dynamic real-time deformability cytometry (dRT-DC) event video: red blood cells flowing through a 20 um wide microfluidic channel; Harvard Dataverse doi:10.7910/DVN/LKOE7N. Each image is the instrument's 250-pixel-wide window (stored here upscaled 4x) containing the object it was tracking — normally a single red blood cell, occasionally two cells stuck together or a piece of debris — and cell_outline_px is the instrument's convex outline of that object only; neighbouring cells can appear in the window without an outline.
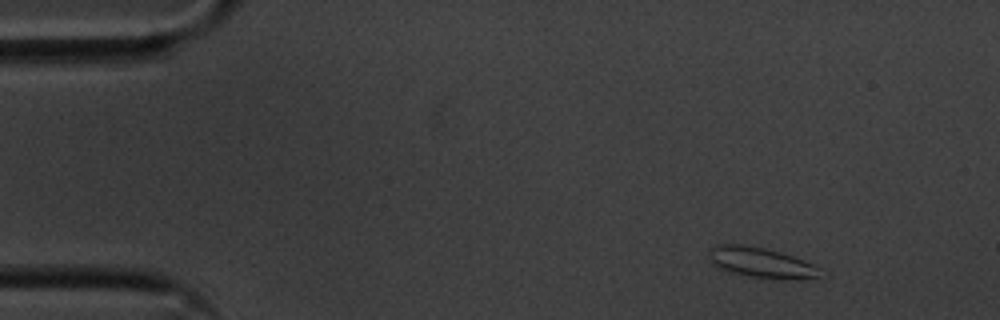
{"species": "common noctule bat (a hibernating species)", "species_latin": "Nyctalus noctula", "temperature_condition": "cold", "stored_images_in_passage": 51, "camera_frame_rate_fps": 3000, "um_per_image_px": 0.085, "animal": {"sex": "male", "body_mass_g": 20.1, "forearm_length_mm": 53.5}, "frame": {"image": 1, "passage_image": 1, "time_ms": 0.0, "image_size_px": [1000, 320], "cell_outline_px": [[820, 272], [816, 276], [792, 280], [784, 280], [748, 276], [732, 272], [720, 268], [708, 256], [712, 248], [716, 244], [744, 244], [764, 248], [780, 252], [792, 256], [812, 264], [820, 268]], "centroid_in_image_um": [64.69, 22.31], "position_along_channel_um": 20.3, "area_um2": 19.25}}
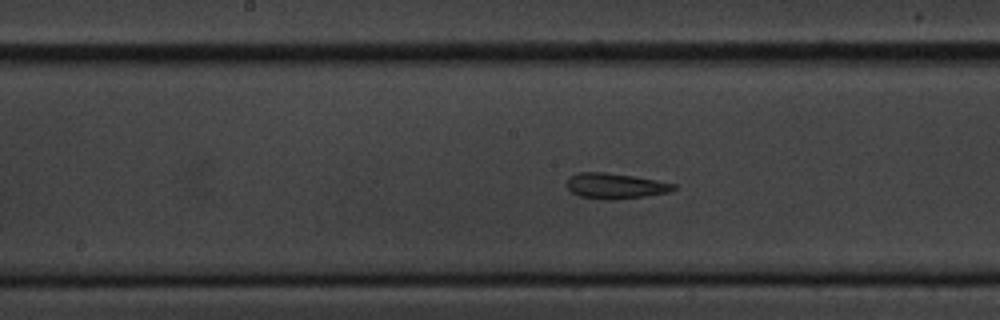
{"frame": {"image": 2, "passage_image": 23, "time_ms": 7.333, "image_size_px": [1000, 320], "cell_outline_px": [[676, 188], [668, 192], [644, 196], [616, 200], [600, 200], [580, 196], [572, 192], [568, 188], [568, 180], [572, 176], [580, 172], [604, 172], [632, 176], [656, 180], [676, 184]], "centroid_in_image_um": [52.31, 15.82], "position_along_channel_um": 195.9, "area_um2": 15.72}}
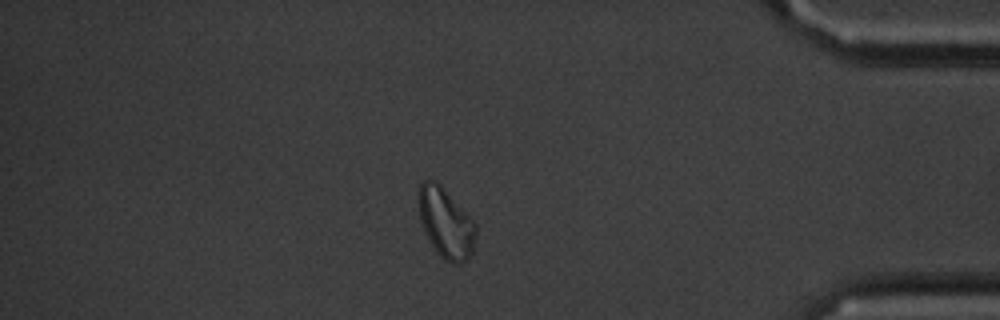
{"frame": {"image": 3, "passage_image": 43, "time_ms": 14.0, "image_size_px": [1000, 320], "cell_outline_px": [[476, 232], [472, 252], [468, 260], [460, 264], [452, 264], [444, 260], [436, 252], [424, 232], [420, 220], [420, 184], [424, 180], [436, 180], [440, 184], [476, 224]], "centroid_in_image_um": [37.91, 19.01], "position_along_channel_um": 397.3, "area_um2": 23.06}, "authors_computed_cell_mechanics": {"area_um2": 17.051, "velocity_mm_per_s": 3.5255, "shape_relaxation_time_tau1_ms": null, "shape_relaxation_time_tau2_ms": 4.2062, "deformation_change_tau1": null, "deformation_change_tau2": 0.0865}}